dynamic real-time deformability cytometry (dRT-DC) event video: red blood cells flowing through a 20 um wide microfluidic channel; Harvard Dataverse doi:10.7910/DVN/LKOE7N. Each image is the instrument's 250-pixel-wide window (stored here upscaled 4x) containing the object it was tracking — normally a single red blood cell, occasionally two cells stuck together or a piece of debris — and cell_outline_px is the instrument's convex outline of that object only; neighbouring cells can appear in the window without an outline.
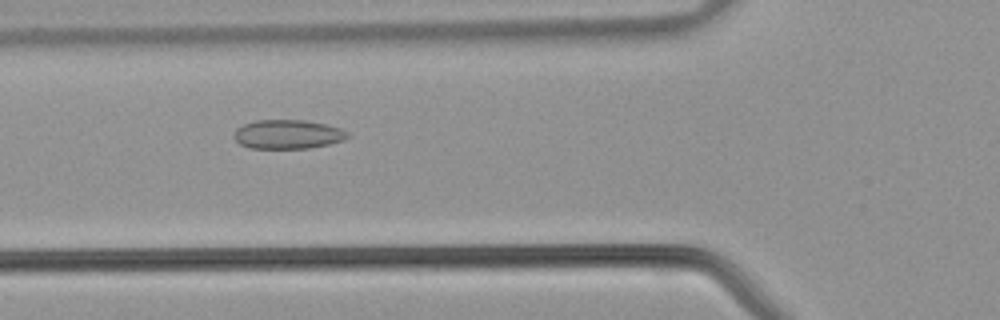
{"species": "common noctule bat (a hibernating species)", "species_latin": "Nyctalus noctula", "temperature_condition": "warm", "stored_images_in_passage": 40, "camera_frame_rate_fps": 3000, "um_per_image_px": 0.085, "animal": {"sex": "male", "body_mass_g": 21.5, "forearm_length_mm": 52.0}, "frame": {"image": 1, "passage_image": 14, "time_ms": 4.333, "image_size_px": [1000, 320], "cell_outline_px": [[352, 136], [344, 140], [328, 144], [308, 148], [252, 148], [240, 144], [232, 136], [236, 128], [244, 124], [256, 120], [304, 120], [328, 124], [340, 128], [348, 132]], "centroid_in_image_um": [24.48, 11.41], "position_along_channel_um": 101.3, "area_um2": 19.36}}
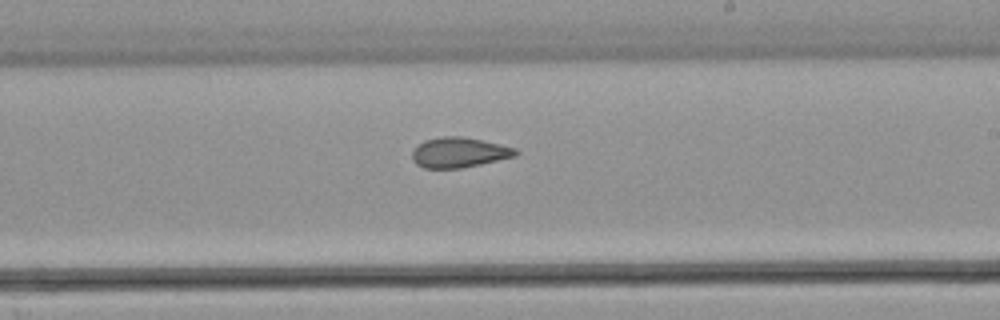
{"frame": {"image": 2, "passage_image": 23, "time_ms": 7.333, "image_size_px": [1000, 320], "cell_outline_px": [[520, 152], [516, 156], [480, 164], [460, 168], [424, 168], [416, 164], [412, 160], [412, 152], [416, 144], [424, 140], [444, 136], [460, 136], [500, 144], [516, 148]], "centroid_in_image_um": [39.0, 12.96], "position_along_channel_um": 250.0, "area_um2": 18.21}}
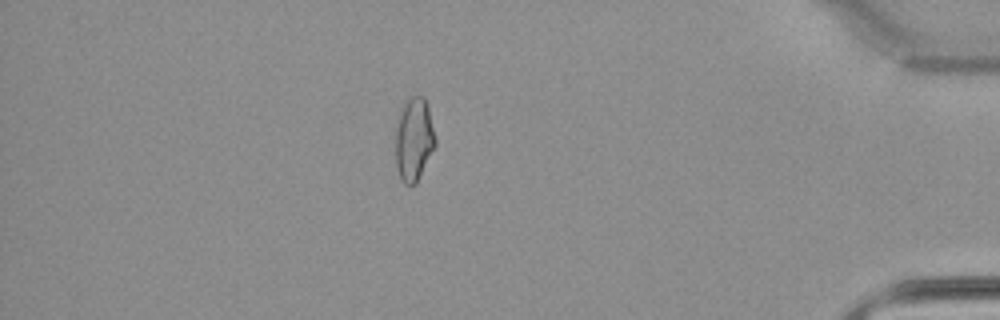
{"frame": {"image": 3, "passage_image": 35, "time_ms": 11.333, "image_size_px": [1000, 320], "cell_outline_px": [[436, 144], [416, 184], [404, 184], [400, 180], [396, 164], [396, 132], [400, 108], [404, 100], [412, 96], [424, 96], [428, 104], [436, 140]], "centroid_in_image_um": [35.18, 11.81], "position_along_channel_um": 400.0, "area_um2": 19.48}}